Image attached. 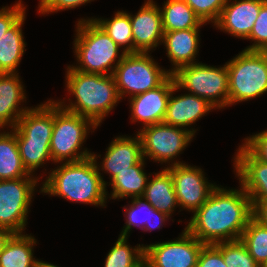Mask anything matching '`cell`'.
Listing matches in <instances>:
<instances>
[{
	"instance_id": "cell-1",
	"label": "cell",
	"mask_w": 267,
	"mask_h": 267,
	"mask_svg": "<svg viewBox=\"0 0 267 267\" xmlns=\"http://www.w3.org/2000/svg\"><path fill=\"white\" fill-rule=\"evenodd\" d=\"M239 185L238 189L216 186L185 229L204 244L240 240L252 218V202Z\"/></svg>"
},
{
	"instance_id": "cell-2",
	"label": "cell",
	"mask_w": 267,
	"mask_h": 267,
	"mask_svg": "<svg viewBox=\"0 0 267 267\" xmlns=\"http://www.w3.org/2000/svg\"><path fill=\"white\" fill-rule=\"evenodd\" d=\"M99 157L101 158V155L93 152L92 156L86 159L59 164L60 166L50 170L39 192L104 208L108 199L107 181L98 170Z\"/></svg>"
},
{
	"instance_id": "cell-3",
	"label": "cell",
	"mask_w": 267,
	"mask_h": 267,
	"mask_svg": "<svg viewBox=\"0 0 267 267\" xmlns=\"http://www.w3.org/2000/svg\"><path fill=\"white\" fill-rule=\"evenodd\" d=\"M65 82L66 90L75 101L68 98V105L65 99L56 102L70 112L91 119L97 126L121 101L113 75L85 73L69 65Z\"/></svg>"
},
{
	"instance_id": "cell-4",
	"label": "cell",
	"mask_w": 267,
	"mask_h": 267,
	"mask_svg": "<svg viewBox=\"0 0 267 267\" xmlns=\"http://www.w3.org/2000/svg\"><path fill=\"white\" fill-rule=\"evenodd\" d=\"M76 25L73 49L77 63L70 66L85 73L112 75L115 67L126 55L125 51H121V47L93 20V17L80 18Z\"/></svg>"
},
{
	"instance_id": "cell-5",
	"label": "cell",
	"mask_w": 267,
	"mask_h": 267,
	"mask_svg": "<svg viewBox=\"0 0 267 267\" xmlns=\"http://www.w3.org/2000/svg\"><path fill=\"white\" fill-rule=\"evenodd\" d=\"M97 128L91 119L62 108L54 100V125L50 140L53 163L76 162L92 156L93 153L82 146L90 130Z\"/></svg>"
},
{
	"instance_id": "cell-6",
	"label": "cell",
	"mask_w": 267,
	"mask_h": 267,
	"mask_svg": "<svg viewBox=\"0 0 267 267\" xmlns=\"http://www.w3.org/2000/svg\"><path fill=\"white\" fill-rule=\"evenodd\" d=\"M228 107L267 93V51L242 50L226 62Z\"/></svg>"
},
{
	"instance_id": "cell-7",
	"label": "cell",
	"mask_w": 267,
	"mask_h": 267,
	"mask_svg": "<svg viewBox=\"0 0 267 267\" xmlns=\"http://www.w3.org/2000/svg\"><path fill=\"white\" fill-rule=\"evenodd\" d=\"M175 84L207 100L216 109L228 107L229 83L226 62L216 67L204 63L182 66L172 73Z\"/></svg>"
},
{
	"instance_id": "cell-8",
	"label": "cell",
	"mask_w": 267,
	"mask_h": 267,
	"mask_svg": "<svg viewBox=\"0 0 267 267\" xmlns=\"http://www.w3.org/2000/svg\"><path fill=\"white\" fill-rule=\"evenodd\" d=\"M112 75L122 100L160 86L171 73L160 67L149 52H136L126 53Z\"/></svg>"
},
{
	"instance_id": "cell-9",
	"label": "cell",
	"mask_w": 267,
	"mask_h": 267,
	"mask_svg": "<svg viewBox=\"0 0 267 267\" xmlns=\"http://www.w3.org/2000/svg\"><path fill=\"white\" fill-rule=\"evenodd\" d=\"M41 178L0 180V227L14 234L25 233L29 207Z\"/></svg>"
},
{
	"instance_id": "cell-10",
	"label": "cell",
	"mask_w": 267,
	"mask_h": 267,
	"mask_svg": "<svg viewBox=\"0 0 267 267\" xmlns=\"http://www.w3.org/2000/svg\"><path fill=\"white\" fill-rule=\"evenodd\" d=\"M137 134L141 140L143 158L161 164L168 163L169 166L167 167L185 164V162L178 161L176 158L195 137L186 129L163 122L142 127Z\"/></svg>"
},
{
	"instance_id": "cell-11",
	"label": "cell",
	"mask_w": 267,
	"mask_h": 267,
	"mask_svg": "<svg viewBox=\"0 0 267 267\" xmlns=\"http://www.w3.org/2000/svg\"><path fill=\"white\" fill-rule=\"evenodd\" d=\"M204 243L185 228L171 241L144 245V267H196Z\"/></svg>"
},
{
	"instance_id": "cell-12",
	"label": "cell",
	"mask_w": 267,
	"mask_h": 267,
	"mask_svg": "<svg viewBox=\"0 0 267 267\" xmlns=\"http://www.w3.org/2000/svg\"><path fill=\"white\" fill-rule=\"evenodd\" d=\"M164 168L171 173L180 211L184 209L194 213L217 186L209 183L204 171L197 166L185 163Z\"/></svg>"
},
{
	"instance_id": "cell-13",
	"label": "cell",
	"mask_w": 267,
	"mask_h": 267,
	"mask_svg": "<svg viewBox=\"0 0 267 267\" xmlns=\"http://www.w3.org/2000/svg\"><path fill=\"white\" fill-rule=\"evenodd\" d=\"M133 53L149 52L163 41V23L159 6L153 0L144 2L135 15L130 13Z\"/></svg>"
},
{
	"instance_id": "cell-14",
	"label": "cell",
	"mask_w": 267,
	"mask_h": 267,
	"mask_svg": "<svg viewBox=\"0 0 267 267\" xmlns=\"http://www.w3.org/2000/svg\"><path fill=\"white\" fill-rule=\"evenodd\" d=\"M174 84L171 74L160 86L129 98L131 122L141 123L143 127L162 123Z\"/></svg>"
},
{
	"instance_id": "cell-15",
	"label": "cell",
	"mask_w": 267,
	"mask_h": 267,
	"mask_svg": "<svg viewBox=\"0 0 267 267\" xmlns=\"http://www.w3.org/2000/svg\"><path fill=\"white\" fill-rule=\"evenodd\" d=\"M178 90L179 87L174 84L163 123L186 129L195 136L197 129L192 128V124L216 108L207 100L188 92L173 96Z\"/></svg>"
},
{
	"instance_id": "cell-16",
	"label": "cell",
	"mask_w": 267,
	"mask_h": 267,
	"mask_svg": "<svg viewBox=\"0 0 267 267\" xmlns=\"http://www.w3.org/2000/svg\"><path fill=\"white\" fill-rule=\"evenodd\" d=\"M233 157L239 183L251 201L267 200V163L256 158L243 144Z\"/></svg>"
},
{
	"instance_id": "cell-17",
	"label": "cell",
	"mask_w": 267,
	"mask_h": 267,
	"mask_svg": "<svg viewBox=\"0 0 267 267\" xmlns=\"http://www.w3.org/2000/svg\"><path fill=\"white\" fill-rule=\"evenodd\" d=\"M265 1L266 0H228L213 26L233 37L246 40L253 29L261 5Z\"/></svg>"
},
{
	"instance_id": "cell-18",
	"label": "cell",
	"mask_w": 267,
	"mask_h": 267,
	"mask_svg": "<svg viewBox=\"0 0 267 267\" xmlns=\"http://www.w3.org/2000/svg\"><path fill=\"white\" fill-rule=\"evenodd\" d=\"M107 147L102 162L97 163L99 171L109 174L110 180L120 172L130 170L143 159L141 140L138 134L116 136ZM99 164V165H98Z\"/></svg>"
},
{
	"instance_id": "cell-19",
	"label": "cell",
	"mask_w": 267,
	"mask_h": 267,
	"mask_svg": "<svg viewBox=\"0 0 267 267\" xmlns=\"http://www.w3.org/2000/svg\"><path fill=\"white\" fill-rule=\"evenodd\" d=\"M19 73H0V129L14 128L21 116L31 107L26 103V90Z\"/></svg>"
},
{
	"instance_id": "cell-20",
	"label": "cell",
	"mask_w": 267,
	"mask_h": 267,
	"mask_svg": "<svg viewBox=\"0 0 267 267\" xmlns=\"http://www.w3.org/2000/svg\"><path fill=\"white\" fill-rule=\"evenodd\" d=\"M200 29L164 32L162 44L165 46L171 65L174 66L169 69L171 74L182 66L199 63L196 57L200 47Z\"/></svg>"
},
{
	"instance_id": "cell-21",
	"label": "cell",
	"mask_w": 267,
	"mask_h": 267,
	"mask_svg": "<svg viewBox=\"0 0 267 267\" xmlns=\"http://www.w3.org/2000/svg\"><path fill=\"white\" fill-rule=\"evenodd\" d=\"M54 125V100L49 99L28 109L11 128L16 139H37L50 141Z\"/></svg>"
},
{
	"instance_id": "cell-22",
	"label": "cell",
	"mask_w": 267,
	"mask_h": 267,
	"mask_svg": "<svg viewBox=\"0 0 267 267\" xmlns=\"http://www.w3.org/2000/svg\"><path fill=\"white\" fill-rule=\"evenodd\" d=\"M131 204L124 206L125 225L119 236H130L132 228L139 227V229L146 231H153L154 229H162L165 221L171 217L163 212L155 209L143 197L132 198ZM127 207V208H126Z\"/></svg>"
},
{
	"instance_id": "cell-23",
	"label": "cell",
	"mask_w": 267,
	"mask_h": 267,
	"mask_svg": "<svg viewBox=\"0 0 267 267\" xmlns=\"http://www.w3.org/2000/svg\"><path fill=\"white\" fill-rule=\"evenodd\" d=\"M155 209L170 217L179 207L175 194L174 183L171 173L166 169L154 173L153 178L148 179L144 195L142 196Z\"/></svg>"
},
{
	"instance_id": "cell-24",
	"label": "cell",
	"mask_w": 267,
	"mask_h": 267,
	"mask_svg": "<svg viewBox=\"0 0 267 267\" xmlns=\"http://www.w3.org/2000/svg\"><path fill=\"white\" fill-rule=\"evenodd\" d=\"M145 159L143 158L139 163L135 164L130 168V170H125L120 172L115 177L111 179L110 182H107L106 192L107 198L110 199H125L129 198H138L142 197L147 186L149 175L144 172L146 165ZM112 187L110 193L111 196H108L107 186Z\"/></svg>"
},
{
	"instance_id": "cell-25",
	"label": "cell",
	"mask_w": 267,
	"mask_h": 267,
	"mask_svg": "<svg viewBox=\"0 0 267 267\" xmlns=\"http://www.w3.org/2000/svg\"><path fill=\"white\" fill-rule=\"evenodd\" d=\"M26 13L0 39V73H17L22 56L26 51V42L22 25Z\"/></svg>"
},
{
	"instance_id": "cell-26",
	"label": "cell",
	"mask_w": 267,
	"mask_h": 267,
	"mask_svg": "<svg viewBox=\"0 0 267 267\" xmlns=\"http://www.w3.org/2000/svg\"><path fill=\"white\" fill-rule=\"evenodd\" d=\"M36 244L37 240L31 234H13L0 253V267H35Z\"/></svg>"
},
{
	"instance_id": "cell-27",
	"label": "cell",
	"mask_w": 267,
	"mask_h": 267,
	"mask_svg": "<svg viewBox=\"0 0 267 267\" xmlns=\"http://www.w3.org/2000/svg\"><path fill=\"white\" fill-rule=\"evenodd\" d=\"M0 132V180L34 177L23 165L15 133Z\"/></svg>"
},
{
	"instance_id": "cell-28",
	"label": "cell",
	"mask_w": 267,
	"mask_h": 267,
	"mask_svg": "<svg viewBox=\"0 0 267 267\" xmlns=\"http://www.w3.org/2000/svg\"><path fill=\"white\" fill-rule=\"evenodd\" d=\"M164 32L201 28L207 25L194 13L184 0H166L159 7Z\"/></svg>"
},
{
	"instance_id": "cell-29",
	"label": "cell",
	"mask_w": 267,
	"mask_h": 267,
	"mask_svg": "<svg viewBox=\"0 0 267 267\" xmlns=\"http://www.w3.org/2000/svg\"><path fill=\"white\" fill-rule=\"evenodd\" d=\"M114 14V17L110 19L94 17L93 20L105 30L109 37L121 47L125 53H133L130 13L122 10Z\"/></svg>"
},
{
	"instance_id": "cell-30",
	"label": "cell",
	"mask_w": 267,
	"mask_h": 267,
	"mask_svg": "<svg viewBox=\"0 0 267 267\" xmlns=\"http://www.w3.org/2000/svg\"><path fill=\"white\" fill-rule=\"evenodd\" d=\"M127 241L126 236L118 237L106 256L104 267H144V245L132 248Z\"/></svg>"
},
{
	"instance_id": "cell-31",
	"label": "cell",
	"mask_w": 267,
	"mask_h": 267,
	"mask_svg": "<svg viewBox=\"0 0 267 267\" xmlns=\"http://www.w3.org/2000/svg\"><path fill=\"white\" fill-rule=\"evenodd\" d=\"M20 157L26 170L34 175L46 161H52L50 141L37 139H16Z\"/></svg>"
},
{
	"instance_id": "cell-32",
	"label": "cell",
	"mask_w": 267,
	"mask_h": 267,
	"mask_svg": "<svg viewBox=\"0 0 267 267\" xmlns=\"http://www.w3.org/2000/svg\"><path fill=\"white\" fill-rule=\"evenodd\" d=\"M240 240L254 260L262 267L267 262V226L260 224L252 217Z\"/></svg>"
},
{
	"instance_id": "cell-33",
	"label": "cell",
	"mask_w": 267,
	"mask_h": 267,
	"mask_svg": "<svg viewBox=\"0 0 267 267\" xmlns=\"http://www.w3.org/2000/svg\"><path fill=\"white\" fill-rule=\"evenodd\" d=\"M222 253L228 267H261L248 252L241 240L214 244Z\"/></svg>"
},
{
	"instance_id": "cell-34",
	"label": "cell",
	"mask_w": 267,
	"mask_h": 267,
	"mask_svg": "<svg viewBox=\"0 0 267 267\" xmlns=\"http://www.w3.org/2000/svg\"><path fill=\"white\" fill-rule=\"evenodd\" d=\"M204 23L214 24L228 0H184Z\"/></svg>"
},
{
	"instance_id": "cell-35",
	"label": "cell",
	"mask_w": 267,
	"mask_h": 267,
	"mask_svg": "<svg viewBox=\"0 0 267 267\" xmlns=\"http://www.w3.org/2000/svg\"><path fill=\"white\" fill-rule=\"evenodd\" d=\"M246 39L254 43L247 46L244 50L267 51V0L261 5L253 29Z\"/></svg>"
},
{
	"instance_id": "cell-36",
	"label": "cell",
	"mask_w": 267,
	"mask_h": 267,
	"mask_svg": "<svg viewBox=\"0 0 267 267\" xmlns=\"http://www.w3.org/2000/svg\"><path fill=\"white\" fill-rule=\"evenodd\" d=\"M25 8L22 0H18L13 6L0 9V39L26 13Z\"/></svg>"
},
{
	"instance_id": "cell-37",
	"label": "cell",
	"mask_w": 267,
	"mask_h": 267,
	"mask_svg": "<svg viewBox=\"0 0 267 267\" xmlns=\"http://www.w3.org/2000/svg\"><path fill=\"white\" fill-rule=\"evenodd\" d=\"M94 0H40L38 13L41 15L75 9Z\"/></svg>"
},
{
	"instance_id": "cell-38",
	"label": "cell",
	"mask_w": 267,
	"mask_h": 267,
	"mask_svg": "<svg viewBox=\"0 0 267 267\" xmlns=\"http://www.w3.org/2000/svg\"><path fill=\"white\" fill-rule=\"evenodd\" d=\"M242 144L256 158L267 163V130L248 136Z\"/></svg>"
},
{
	"instance_id": "cell-39",
	"label": "cell",
	"mask_w": 267,
	"mask_h": 267,
	"mask_svg": "<svg viewBox=\"0 0 267 267\" xmlns=\"http://www.w3.org/2000/svg\"><path fill=\"white\" fill-rule=\"evenodd\" d=\"M196 267H228L221 251L214 244H204Z\"/></svg>"
},
{
	"instance_id": "cell-40",
	"label": "cell",
	"mask_w": 267,
	"mask_h": 267,
	"mask_svg": "<svg viewBox=\"0 0 267 267\" xmlns=\"http://www.w3.org/2000/svg\"><path fill=\"white\" fill-rule=\"evenodd\" d=\"M252 217L260 224L267 226V200L251 201Z\"/></svg>"
},
{
	"instance_id": "cell-41",
	"label": "cell",
	"mask_w": 267,
	"mask_h": 267,
	"mask_svg": "<svg viewBox=\"0 0 267 267\" xmlns=\"http://www.w3.org/2000/svg\"><path fill=\"white\" fill-rule=\"evenodd\" d=\"M13 234L10 230L0 227V253Z\"/></svg>"
},
{
	"instance_id": "cell-42",
	"label": "cell",
	"mask_w": 267,
	"mask_h": 267,
	"mask_svg": "<svg viewBox=\"0 0 267 267\" xmlns=\"http://www.w3.org/2000/svg\"><path fill=\"white\" fill-rule=\"evenodd\" d=\"M35 267H59V266L37 259Z\"/></svg>"
}]
</instances>
